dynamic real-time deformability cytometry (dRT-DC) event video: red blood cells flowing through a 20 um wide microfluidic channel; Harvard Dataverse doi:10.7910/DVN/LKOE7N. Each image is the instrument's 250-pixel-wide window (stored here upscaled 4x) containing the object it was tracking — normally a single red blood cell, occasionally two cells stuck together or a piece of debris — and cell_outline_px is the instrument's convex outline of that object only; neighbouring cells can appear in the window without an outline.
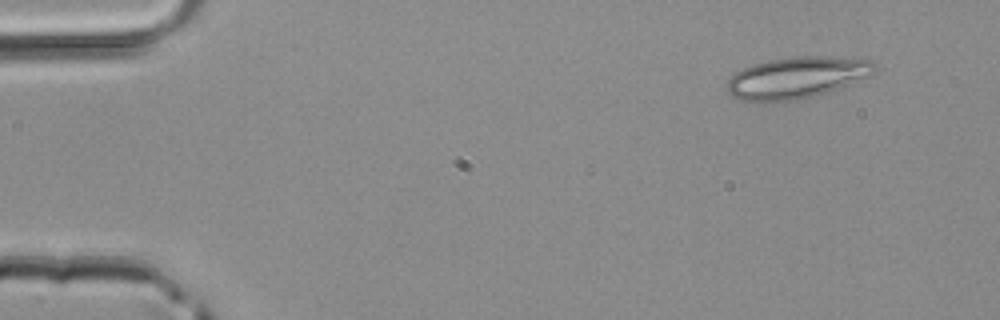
{"species": "common noctule bat (a hibernating species)", "species_latin": "Nyctalus noctula", "temperature_condition": "room temperature", "stored_images_in_passage": 4, "camera_frame_rate_fps": 3000, "um_per_image_px": 0.085, "animal": {"sex": "male", "body_mass_g": 20.4}, "frame": {"image": 1, "passage_image": 1, "time_ms": 0.0, "image_size_px": [1000, 320], "cell_outline_px": [[876, 72], [836, 92], [796, 100], [740, 100], [732, 96], [728, 92], [724, 84], [736, 72], [744, 68], [768, 60], [792, 56], [824, 56], [872, 60], [876, 64]], "centroid_in_image_um": [67.79, 6.6], "position_along_channel_um": 17.2, "area_um2": 36.01}}